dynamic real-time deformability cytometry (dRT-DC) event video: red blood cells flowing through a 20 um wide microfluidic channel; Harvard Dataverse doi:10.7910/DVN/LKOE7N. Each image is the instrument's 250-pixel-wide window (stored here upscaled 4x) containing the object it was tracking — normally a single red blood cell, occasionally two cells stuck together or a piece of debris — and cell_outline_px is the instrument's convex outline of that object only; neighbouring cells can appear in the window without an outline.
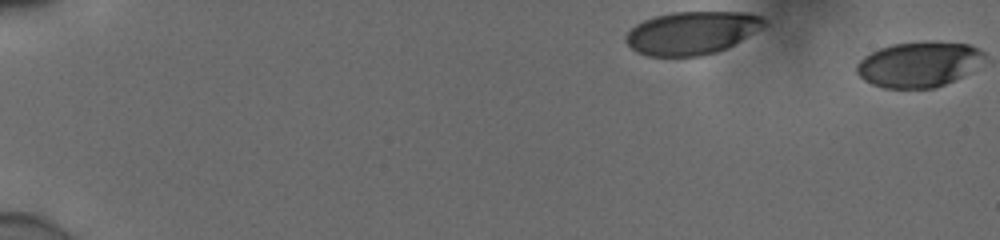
{"species": "human", "species_latin": "Homo sapiens", "temperature_condition": "cold", "stored_images_in_passage": 2, "camera_frame_rate_fps": 3000, "um_per_image_px": 0.085, "donor": {"sex": "male"}, "frame": {"image": 1, "passage_image": 1, "time_ms": 0.0, "image_size_px": [1000, 240], "cell_outline_px": [[764, 24], [740, 40], [716, 52], [700, 56], [648, 56], [632, 48], [624, 40], [624, 36], [636, 24], [644, 20], [656, 16], [672, 12], [748, 12], [760, 16], [764, 20]], "centroid_in_image_um": [58.74, 2.79], "position_along_channel_um": 26.3, "area_um2": 33.99}}